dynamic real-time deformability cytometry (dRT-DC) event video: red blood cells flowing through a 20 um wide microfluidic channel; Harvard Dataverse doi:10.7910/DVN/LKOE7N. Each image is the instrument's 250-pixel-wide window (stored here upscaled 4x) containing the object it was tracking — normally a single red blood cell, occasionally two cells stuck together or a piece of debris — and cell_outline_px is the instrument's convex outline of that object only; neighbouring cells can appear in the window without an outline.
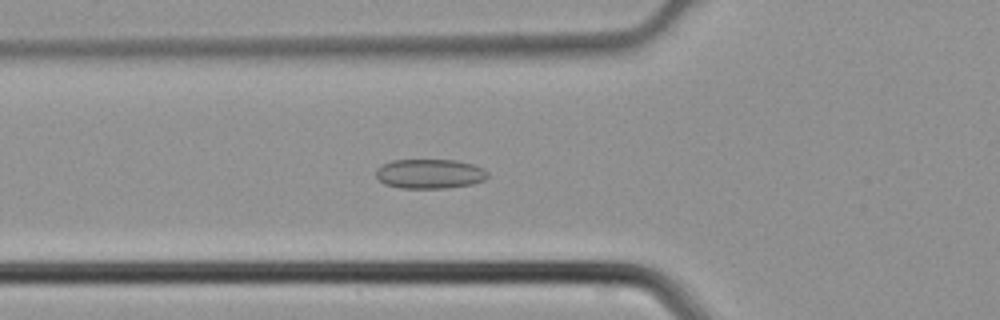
{"species": "common noctule bat (a hibernating species)", "species_latin": "Nyctalus noctula", "temperature_condition": "cold", "stored_images_in_passage": 41, "camera_frame_rate_fps": 3000, "um_per_image_px": 0.085, "animal": {"sex": "male", "body_mass_g": 21.5, "forearm_length_mm": 52.0}, "frame": {"image": 1, "passage_image": 12, "time_ms": 3.667, "image_size_px": [1000, 320], "cell_outline_px": [[488, 176], [484, 180], [472, 184], [448, 188], [400, 188], [384, 184], [376, 176], [376, 168], [380, 164], [392, 160], [456, 160], [472, 164], [484, 168], [488, 172]], "centroid_in_image_um": [36.51, 14.77], "position_along_channel_um": 89.3, "area_um2": 19.42}}
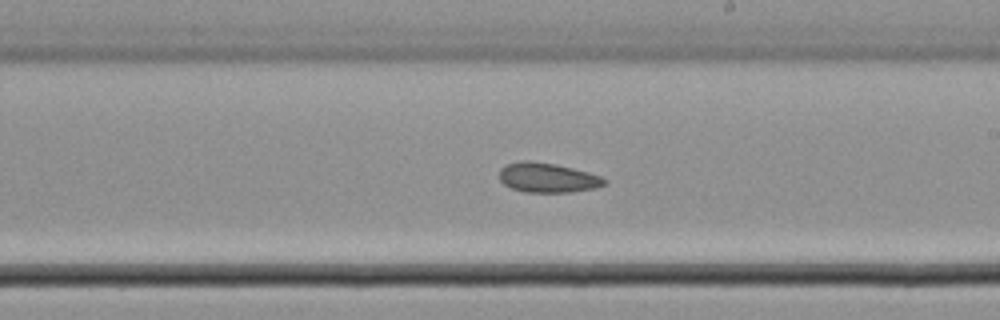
{"frame": {"image": 2, "passage_image": 22, "time_ms": 7.0, "image_size_px": [1000, 320], "cell_outline_px": [[608, 184], [596, 188], [572, 192], [524, 192], [512, 188], [504, 184], [500, 180], [500, 168], [508, 164], [520, 160], [528, 160], [556, 164], [588, 172], [600, 176], [608, 180]], "centroid_in_image_um": [46.57, 15.1], "position_along_channel_um": 242.4, "area_um2": 18.26}}
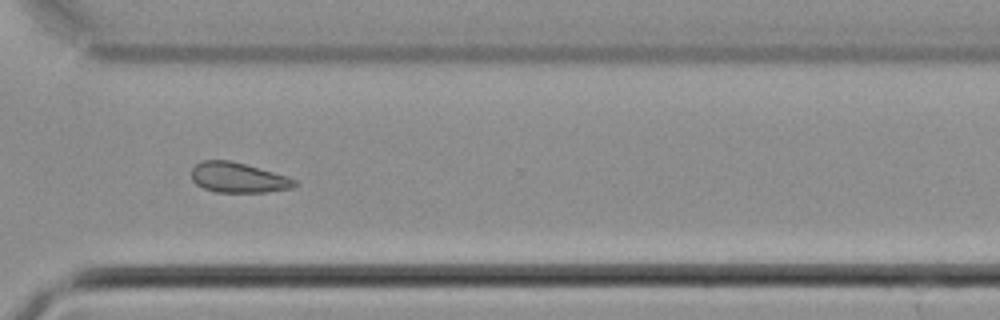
{"frame": {"image": 3, "passage_image": 29, "time_ms": 9.333, "image_size_px": [1000, 320], "cell_outline_px": [[296, 184], [292, 188], [268, 192], [216, 192], [204, 188], [196, 184], [192, 180], [192, 168], [200, 160], [228, 160], [244, 164], [272, 172], [296, 180]], "centroid_in_image_um": [20.2, 15.1], "position_along_channel_um": 350.4, "area_um2": 17.86}}